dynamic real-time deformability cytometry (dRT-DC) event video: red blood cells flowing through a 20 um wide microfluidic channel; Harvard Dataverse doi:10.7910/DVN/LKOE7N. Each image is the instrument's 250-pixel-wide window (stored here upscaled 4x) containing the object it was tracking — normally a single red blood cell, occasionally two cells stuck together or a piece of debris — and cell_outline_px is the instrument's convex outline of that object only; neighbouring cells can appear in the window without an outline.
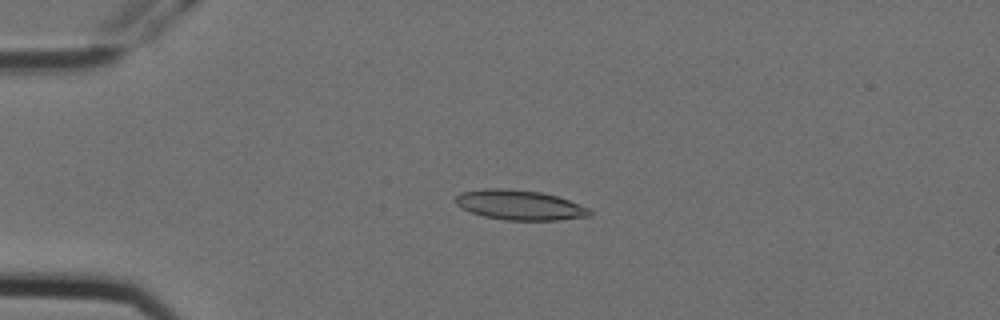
{"species": "Egyptian fruit bat (a non-hibernating species)", "species_latin": "Rousettus aegyptiacus", "temperature_condition": "cold", "stored_images_in_passage": 5, "camera_frame_rate_fps": 3000, "um_per_image_px": 0.085, "animal": {"sex": "female"}, "frame": {"image": 1, "passage_image": 4, "time_ms": 1.0, "image_size_px": [1000, 320], "cell_outline_px": [[592, 216], [560, 220], [504, 220], [484, 216], [460, 208], [456, 204], [456, 196], [460, 192], [484, 188], [508, 188], [540, 192], [556, 196], [568, 200], [588, 208], [592, 212]], "centroid_in_image_um": [44.15, 17.42], "position_along_channel_um": 40.8, "area_um2": 23.41}}